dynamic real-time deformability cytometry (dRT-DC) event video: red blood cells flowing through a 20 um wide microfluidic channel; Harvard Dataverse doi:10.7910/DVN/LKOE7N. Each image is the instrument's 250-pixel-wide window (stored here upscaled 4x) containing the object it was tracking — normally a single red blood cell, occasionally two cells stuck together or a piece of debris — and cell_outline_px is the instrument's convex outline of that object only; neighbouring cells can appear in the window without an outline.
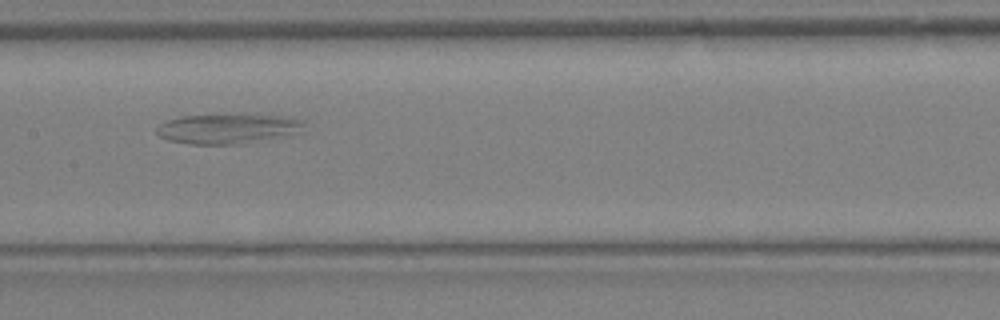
{"species": "Egyptian fruit bat (a non-hibernating species)", "species_latin": "Rousettus aegyptiacus", "temperature_condition": "warm", "stored_images_in_passage": 34, "camera_frame_rate_fps": 3000, "um_per_image_px": 0.085, "animal": {"sex": "female"}, "frame": {"image": 1, "passage_image": 17, "time_ms": 5.333, "image_size_px": [1000, 320], "cell_outline_px": [[304, 124], [300, 132], [292, 136], [232, 144], [188, 144], [168, 140], [160, 136], [156, 132], [156, 128], [160, 124], [168, 120], [184, 116], [280, 116], [300, 120]], "centroid_in_image_um": [19.35, 10.97], "position_along_channel_um": 188.0, "area_um2": 24.91}}
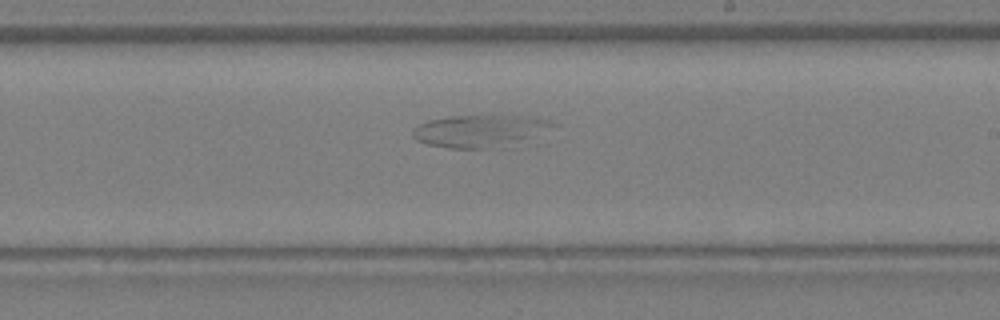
{"frame": {"image": 2, "passage_image": 20, "time_ms": 6.333, "image_size_px": [1000, 320], "cell_outline_px": [[556, 124], [528, 136], [484, 148], [448, 148], [428, 144], [416, 140], [412, 136], [412, 132], [420, 124], [428, 120], [452, 116], [528, 116], [548, 120]], "centroid_in_image_um": [40.58, 11.09], "position_along_channel_um": 248.4, "area_um2": 24.62}}
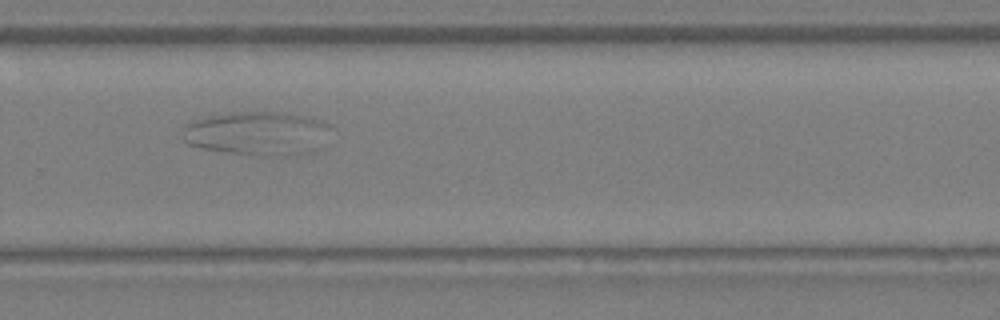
{"frame": {"image": 3, "passage_image": 23, "time_ms": 7.333, "image_size_px": [1000, 320], "cell_outline_px": [[332, 128], [324, 148], [308, 152], [284, 156], [256, 156], [224, 152], [200, 148], [188, 144], [184, 140], [184, 128], [188, 124], [196, 120], [208, 116], [240, 112], [272, 112], [304, 116], [320, 120], [328, 124]], "centroid_in_image_um": [21.95, 11.37], "position_along_channel_um": 307.8, "area_um2": 38.09}}